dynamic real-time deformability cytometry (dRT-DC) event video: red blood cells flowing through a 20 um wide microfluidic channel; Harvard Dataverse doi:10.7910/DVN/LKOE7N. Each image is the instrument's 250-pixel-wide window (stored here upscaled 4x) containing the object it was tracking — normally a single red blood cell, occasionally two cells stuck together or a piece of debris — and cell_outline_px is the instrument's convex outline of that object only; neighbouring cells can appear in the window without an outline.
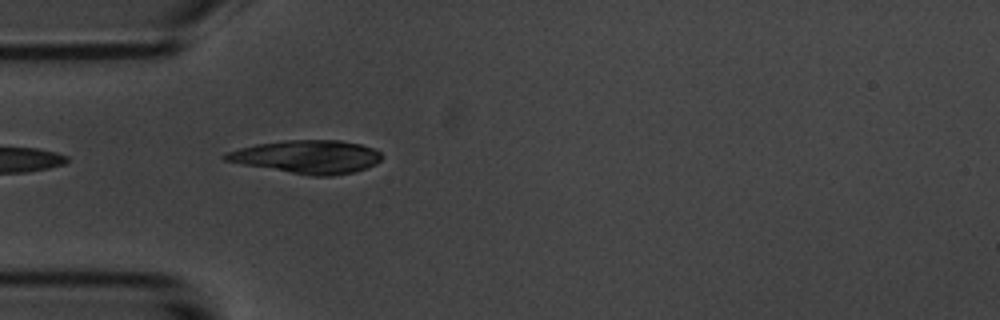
{"species": "common noctule bat (a hibernating species)", "species_latin": "Nyctalus noctula", "temperature_condition": "room temperature", "stored_images_in_passage": 5, "camera_frame_rate_fps": 3000, "um_per_image_px": 0.085, "animal": {"sex": "male", "body_mass_g": 20.1, "forearm_length_mm": 53.5}, "frame": {"image": 1, "passage_image": 5, "time_ms": 4.333, "image_size_px": [1000, 320], "cell_outline_px": [[384, 156], [376, 164], [352, 172], [332, 176], [312, 176], [244, 164], [224, 160], [220, 156], [224, 152], [256, 144], [284, 140], [340, 140], [360, 144], [376, 148]], "centroid_in_image_um": [26.12, 13.31], "position_along_channel_um": 58.9, "area_um2": 30.23}}